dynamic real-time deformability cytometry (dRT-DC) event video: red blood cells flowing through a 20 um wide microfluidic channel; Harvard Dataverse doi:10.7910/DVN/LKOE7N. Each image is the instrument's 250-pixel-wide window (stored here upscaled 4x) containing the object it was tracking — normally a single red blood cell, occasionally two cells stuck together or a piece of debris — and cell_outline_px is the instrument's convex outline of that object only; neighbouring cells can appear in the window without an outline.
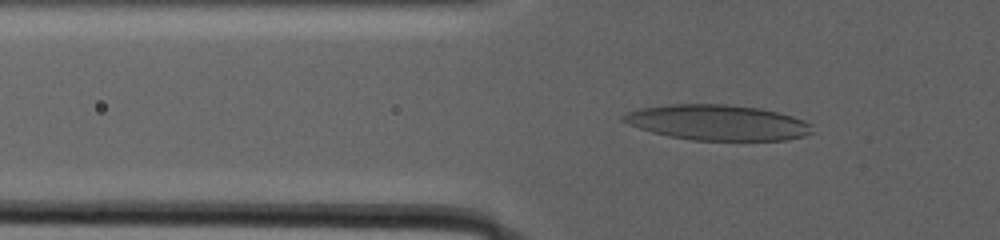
{"species": "human", "species_latin": "Homo sapiens", "temperature_condition": "warm", "stored_images_in_passage": 70, "camera_frame_rate_fps": 3000, "um_per_image_px": 0.085, "donor": {"sex": "male"}, "frame": {"image": 1, "passage_image": 27, "time_ms": 13.333, "image_size_px": [1000, 240], "cell_outline_px": [[812, 132], [804, 136], [784, 140], [692, 140], [668, 136], [652, 132], [628, 124], [620, 120], [620, 116], [628, 112], [640, 108], [668, 104], [728, 104], [760, 108], [780, 112], [804, 120], [812, 124]], "centroid_in_image_um": [60.99, 10.41], "position_along_channel_um": 64.8, "area_um2": 39.19}}
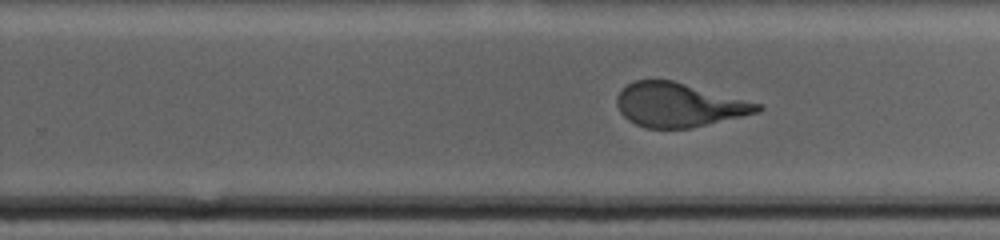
{"frame": {"image": 2, "passage_image": 51, "time_ms": 24.0, "image_size_px": [1000, 240], "cell_outline_px": [[764, 108], [760, 112], [692, 128], [644, 128], [628, 120], [620, 112], [616, 104], [616, 96], [628, 84], [636, 80], [672, 80], [760, 104]], "centroid_in_image_um": [57.68, 8.93], "position_along_channel_um": 272.1, "area_um2": 35.78}}
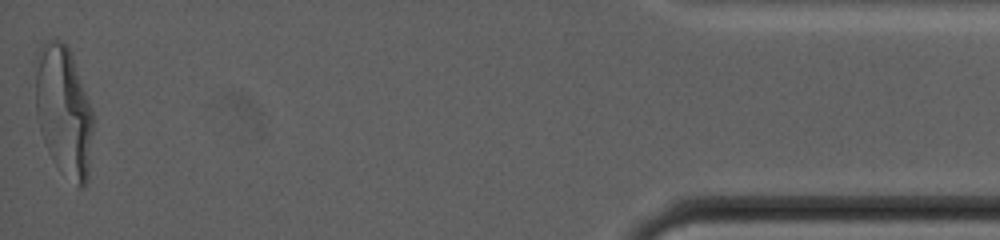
{"frame": {"image": 3, "passage_image": 70, "time_ms": 35.0, "image_size_px": [1000, 240], "cell_outline_px": [[92, 132], [88, 180], [80, 188], [60, 172], [52, 160], [48, 152], [40, 132], [36, 116], [36, 68], [40, 48], [48, 40], [56, 36], [68, 48], [72, 56], [92, 108]], "centroid_in_image_um": [5.41, 9.48], "position_along_channel_um": 429.8, "area_um2": 43.64}, "authors_computed_cell_mechanics": {"area_um2": 39.1017, "velocity_mm_per_s": 2.068, "shape_relaxation_time_tau1_ms": null, "shape_relaxation_time_tau2_ms": 1.5315, "deformation_change_tau1": null, "deformation_change_tau2": 0.0858}}